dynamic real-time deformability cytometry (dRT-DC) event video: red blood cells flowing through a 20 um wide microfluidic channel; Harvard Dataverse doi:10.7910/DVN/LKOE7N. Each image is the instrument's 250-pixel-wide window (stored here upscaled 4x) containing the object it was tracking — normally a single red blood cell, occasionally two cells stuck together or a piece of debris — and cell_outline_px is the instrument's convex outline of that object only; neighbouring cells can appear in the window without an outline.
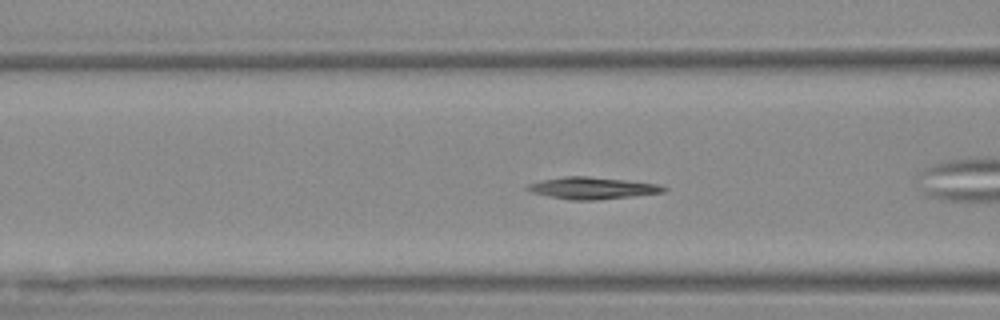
{"species": "Egyptian fruit bat (a non-hibernating species)", "species_latin": "Rousettus aegyptiacus", "temperature_condition": "warm", "stored_images_in_passage": 48, "segment_of_instrument_passage": [1, 2], "camera_frame_rate_fps": 3000, "um_per_image_px": 0.085, "animal": {"sex": "female"}, "frame": {"image": 1, "passage_image": 14, "time_ms": 4.333, "image_size_px": [1000, 320], "cell_outline_px": [[668, 188], [664, 192], [632, 196], [596, 200], [572, 200], [548, 196], [532, 192], [524, 188], [528, 184], [544, 180], [564, 176], [588, 176], [656, 184]], "centroid_in_image_um": [50.31, 15.99], "position_along_channel_um": 116.3, "area_um2": 17.05}}
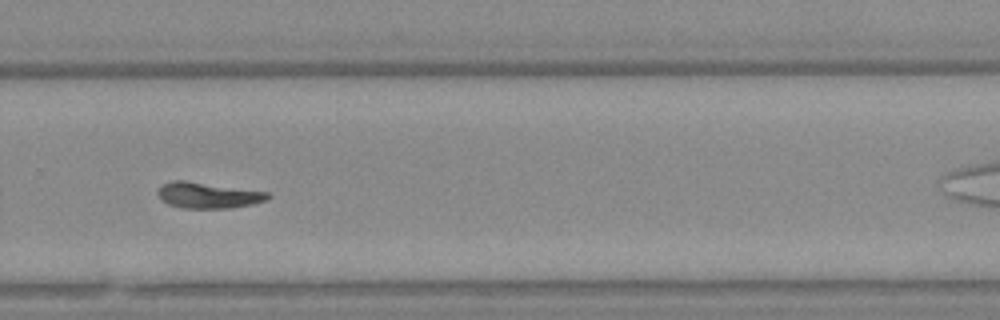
{"frame": {"image": 2, "passage_image": 30, "time_ms": 9.667, "image_size_px": [1000, 320], "cell_outline_px": [[272, 196], [268, 200], [252, 204], [232, 208], [184, 208], [168, 204], [160, 200], [156, 192], [164, 184], [172, 180], [184, 180], [268, 192]], "centroid_in_image_um": [17.69, 16.6], "position_along_channel_um": 312.1, "area_um2": 16.65}}
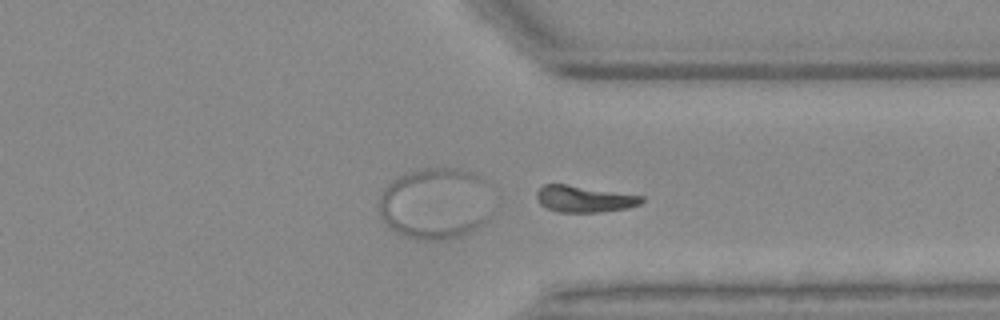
{"frame": {"image": 3, "passage_image": 34, "time_ms": 11.0, "image_size_px": [1000, 320], "cell_outline_px": [[644, 200], [640, 204], [628, 208], [600, 212], [556, 212], [540, 204], [536, 196], [536, 192], [544, 184], [564, 184], [644, 196]], "centroid_in_image_um": [49.65, 16.91], "position_along_channel_um": 361.7, "area_um2": 16.13}}